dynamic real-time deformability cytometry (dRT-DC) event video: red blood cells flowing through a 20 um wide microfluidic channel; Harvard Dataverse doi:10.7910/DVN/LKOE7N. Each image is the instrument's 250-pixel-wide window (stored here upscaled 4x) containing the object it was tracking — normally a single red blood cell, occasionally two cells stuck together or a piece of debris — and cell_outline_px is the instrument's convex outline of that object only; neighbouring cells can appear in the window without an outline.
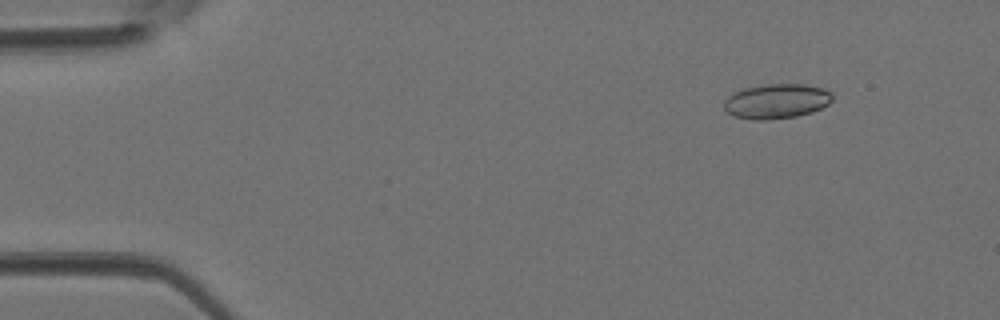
{"species": "Egyptian fruit bat (a non-hibernating species)", "species_latin": "Rousettus aegyptiacus", "temperature_condition": "room temperature", "stored_images_in_passage": 3, "camera_frame_rate_fps": 3000, "um_per_image_px": 0.085, "animal": {"sex": "female"}, "frame": {"image": 1, "passage_image": 2, "time_ms": 0.333, "image_size_px": [1000, 320], "cell_outline_px": [[832, 100], [828, 104], [812, 112], [796, 116], [768, 120], [752, 120], [736, 116], [728, 112], [724, 108], [724, 100], [732, 92], [744, 88], [764, 84], [804, 84], [824, 88], [832, 92]], "centroid_in_image_um": [66.0, 8.59], "position_along_channel_um": 19.0, "area_um2": 22.08}}